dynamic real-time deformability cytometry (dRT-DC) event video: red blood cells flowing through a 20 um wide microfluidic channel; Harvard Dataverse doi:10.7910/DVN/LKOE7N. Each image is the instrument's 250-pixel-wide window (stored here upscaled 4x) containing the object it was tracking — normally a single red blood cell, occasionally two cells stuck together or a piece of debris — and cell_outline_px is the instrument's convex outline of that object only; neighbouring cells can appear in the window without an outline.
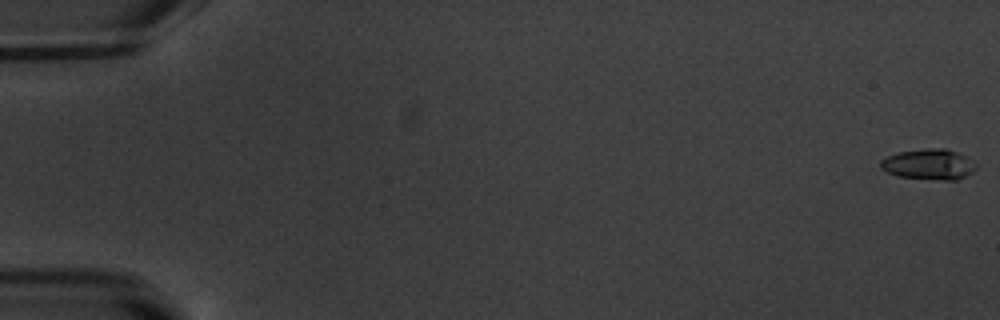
{"species": "common noctule bat (a hibernating species)", "species_latin": "Nyctalus noctula", "temperature_condition": "warm", "stored_images_in_passage": 53, "camera_frame_rate_fps": 3000, "um_per_image_px": 0.085, "animal": {"sex": "male", "body_mass_g": 20.1, "forearm_length_mm": 53.5}, "frame": {"image": 1, "passage_image": 1, "time_ms": 0.0, "image_size_px": [1000, 320], "cell_outline_px": [[976, 168], [972, 172], [960, 180], [940, 180], [896, 176], [880, 168], [880, 160], [888, 156], [900, 152], [928, 148], [944, 148], [956, 152], [972, 160], [976, 164]], "centroid_in_image_um": [78.96, 13.98], "position_along_channel_um": 6.0, "area_um2": 16.99}}
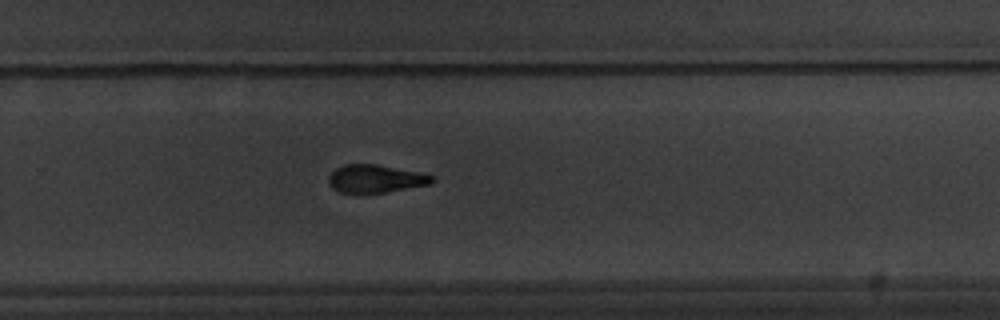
{"frame": {"image": 2, "passage_image": 37, "time_ms": 12.0, "image_size_px": [1000, 320], "cell_outline_px": [[436, 180], [432, 184], [384, 192], [340, 192], [332, 188], [328, 184], [328, 176], [336, 168], [344, 164], [376, 164], [424, 172], [436, 176]], "centroid_in_image_um": [31.98, 15.17], "position_along_channel_um": 297.8, "area_um2": 17.05}}
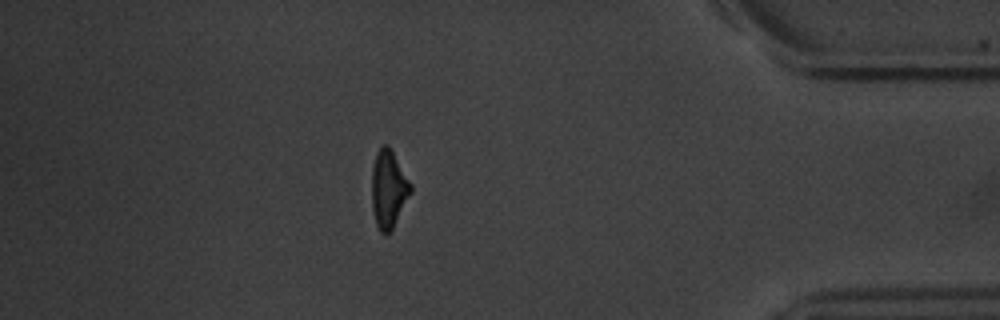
{"frame": {"image": 3, "passage_image": 48, "time_ms": 15.667, "image_size_px": [1000, 320], "cell_outline_px": [[412, 192], [392, 228], [388, 232], [380, 232], [376, 224], [372, 208], [372, 164], [376, 152], [384, 144], [388, 144], [412, 184]], "centroid_in_image_um": [33.02, 16.03], "position_along_channel_um": 402.2, "area_um2": 17.51}}